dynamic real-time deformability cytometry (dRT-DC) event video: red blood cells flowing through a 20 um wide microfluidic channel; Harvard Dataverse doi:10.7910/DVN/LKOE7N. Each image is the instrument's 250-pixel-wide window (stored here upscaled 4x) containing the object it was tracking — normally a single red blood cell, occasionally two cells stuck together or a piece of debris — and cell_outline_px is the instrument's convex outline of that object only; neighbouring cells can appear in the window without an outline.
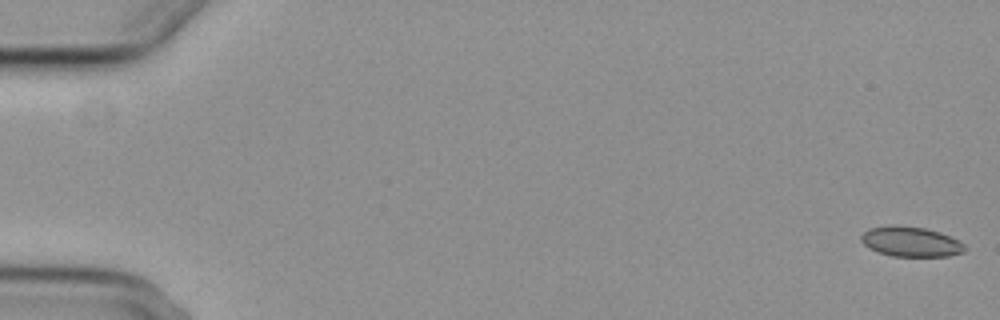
{"species": "common noctule bat (a hibernating species)", "species_latin": "Nyctalus noctula", "temperature_condition": "cold", "stored_images_in_passage": 7, "camera_frame_rate_fps": 3000, "um_per_image_px": 0.085, "animal": {"sex": "female", "body_mass_g": 29.2, "forearm_length_mm": 56.3}, "frame": {"image": 1, "passage_image": 1, "time_ms": 0.0, "image_size_px": [1000, 320], "cell_outline_px": [[968, 248], [964, 252], [948, 256], [892, 256], [876, 252], [868, 248], [860, 240], [860, 236], [868, 228], [888, 224], [892, 224], [924, 228], [940, 232], [960, 240]], "centroid_in_image_um": [77.4, 20.53], "position_along_channel_um": 7.6, "area_um2": 18.5}}
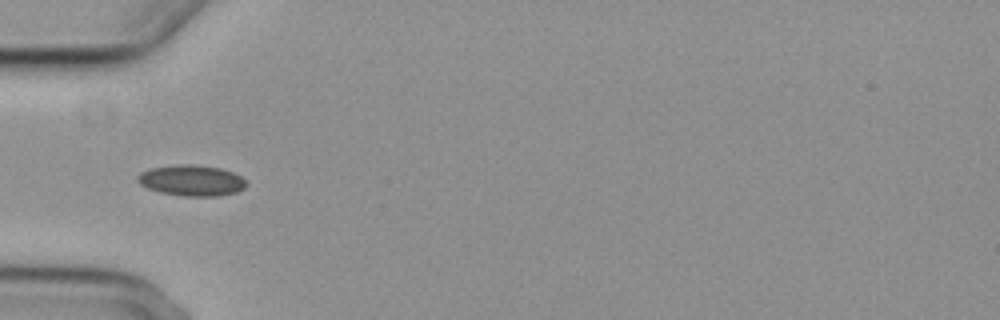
{"frame": {"image": 2, "passage_image": 5, "time_ms": 6.0, "image_size_px": [1000, 320], "cell_outline_px": [[248, 184], [244, 188], [236, 192], [216, 196], [184, 196], [160, 192], [148, 188], [140, 184], [136, 180], [136, 176], [140, 172], [152, 168], [180, 164], [188, 164], [220, 168], [232, 172], [240, 176]], "centroid_in_image_um": [16.26, 15.34], "position_along_channel_um": 68.7, "area_um2": 19.42}}
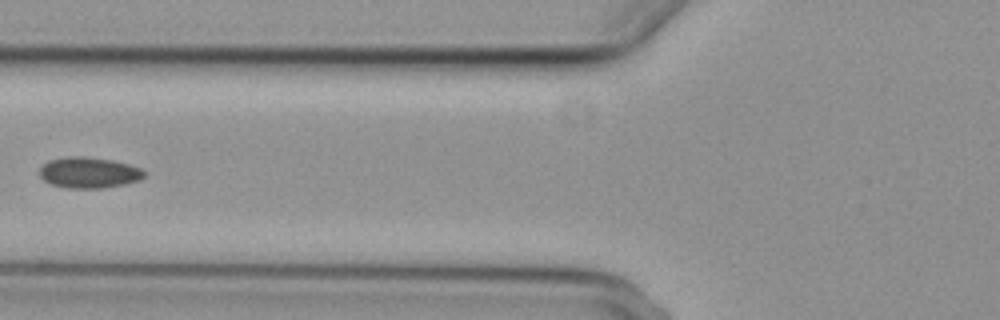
{"frame": {"image": 3, "passage_image": 6, "time_ms": 7.333, "image_size_px": [1000, 320], "cell_outline_px": [[144, 176], [140, 180], [124, 184], [104, 188], [68, 188], [52, 184], [44, 180], [40, 176], [40, 168], [48, 160], [68, 156], [84, 156], [112, 160], [128, 164], [140, 168], [144, 172]], "centroid_in_image_um": [7.55, 14.67], "position_along_channel_um": 118.3, "area_um2": 18.79}}